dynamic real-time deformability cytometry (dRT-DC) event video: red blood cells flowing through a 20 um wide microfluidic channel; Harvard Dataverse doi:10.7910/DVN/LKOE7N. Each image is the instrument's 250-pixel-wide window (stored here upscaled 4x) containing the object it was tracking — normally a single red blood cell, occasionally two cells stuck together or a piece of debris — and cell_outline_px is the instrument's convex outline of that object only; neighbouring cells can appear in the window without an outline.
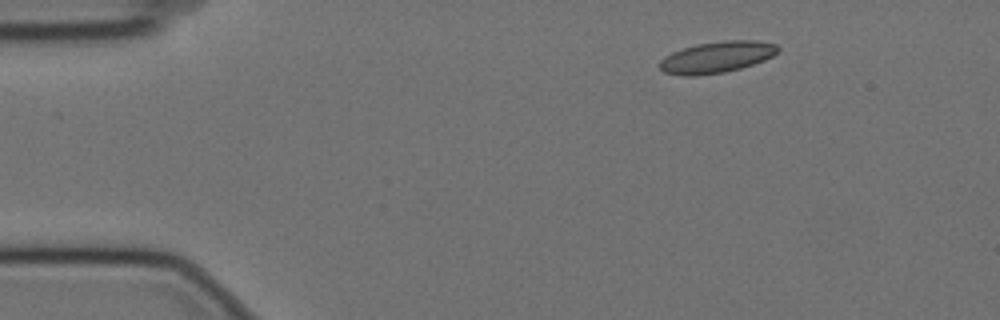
{"species": "Egyptian fruit bat (a non-hibernating species)", "species_latin": "Rousettus aegyptiacus", "temperature_condition": "cold", "stored_images_in_passage": 50, "camera_frame_rate_fps": 3000, "um_per_image_px": 0.085, "animal": {"sex": "female"}, "frame": {"image": 1, "passage_image": 1, "time_ms": 0.0, "image_size_px": [1000, 320], "cell_outline_px": [[780, 48], [772, 56], [764, 60], [740, 68], [724, 72], [696, 76], [684, 76], [664, 72], [660, 68], [660, 60], [664, 56], [672, 52], [696, 44], [724, 40], [756, 40], [776, 44]], "centroid_in_image_um": [60.91, 4.85], "position_along_channel_um": 24.1, "area_um2": 21.56}}
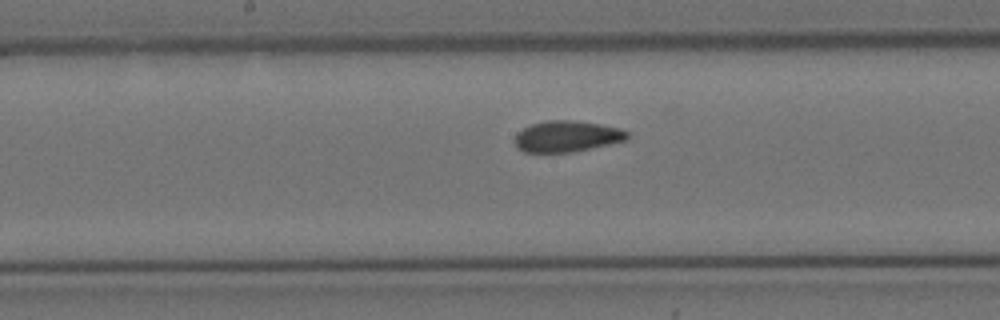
{"frame": {"image": 2, "passage_image": 22, "time_ms": 7.0, "image_size_px": [1000, 320], "cell_outline_px": [[628, 140], [572, 152], [524, 152], [516, 148], [516, 136], [524, 128], [532, 124], [548, 120], [572, 120], [600, 124], [620, 128], [628, 132]], "centroid_in_image_um": [48.22, 11.59], "position_along_channel_um": 200.0, "area_um2": 20.23}}
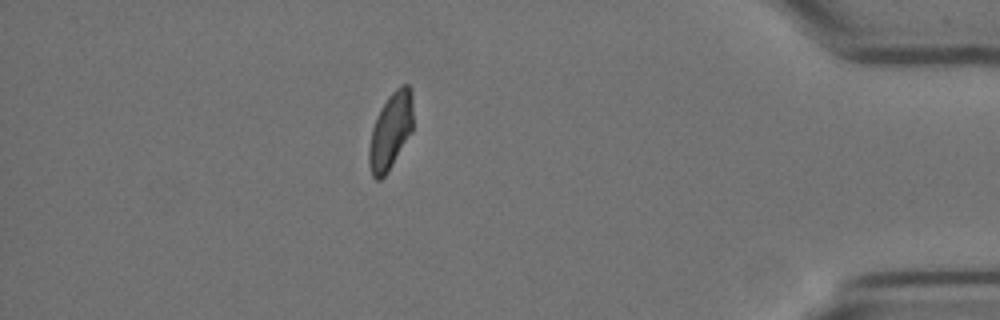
{"frame": {"image": 3, "passage_image": 43, "time_ms": 14.0, "image_size_px": [1000, 320], "cell_outline_px": [[412, 132], [392, 164], [384, 176], [380, 180], [376, 180], [372, 176], [368, 164], [368, 148], [372, 128], [380, 108], [388, 96], [400, 84], [408, 84], [412, 92]], "centroid_in_image_um": [33.18, 11.12], "position_along_channel_um": 402.0, "area_um2": 19.71}, "authors_computed_cell_mechanics": {"area_um2": 20.5768, "velocity_mm_per_s": 3.5045, "shape_relaxation_time_tau1_ms": null, "shape_relaxation_time_tau2_ms": 1.3323, "deformation_change_tau1": null, "deformation_change_tau2": 0.0477}}